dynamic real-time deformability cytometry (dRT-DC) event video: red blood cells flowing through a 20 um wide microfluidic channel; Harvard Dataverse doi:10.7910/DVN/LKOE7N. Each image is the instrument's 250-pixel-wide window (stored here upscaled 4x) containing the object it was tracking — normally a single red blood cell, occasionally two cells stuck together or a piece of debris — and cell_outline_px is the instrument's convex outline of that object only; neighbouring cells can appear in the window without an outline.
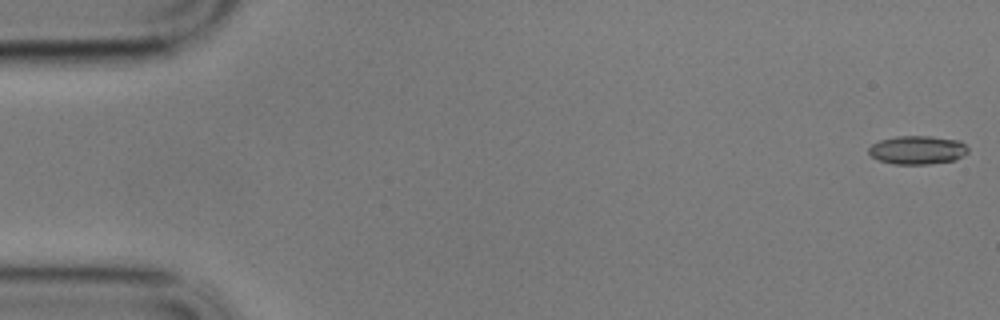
{"species": "common noctule bat (a hibernating species)", "species_latin": "Nyctalus noctula", "temperature_condition": "cold", "stored_images_in_passage": 57, "camera_frame_rate_fps": 3000, "um_per_image_px": 0.085, "animal": {"sex": "male", "body_mass_g": 17.9}, "frame": {"image": 1, "passage_image": 1, "time_ms": 0.0, "image_size_px": [1000, 320], "cell_outline_px": [[968, 152], [956, 160], [928, 164], [892, 164], [880, 160], [872, 156], [868, 152], [868, 148], [872, 144], [880, 140], [896, 136], [928, 136], [960, 140], [968, 148]], "centroid_in_image_um": [77.99, 12.75], "position_along_channel_um": 7.0, "area_um2": 16.53}}
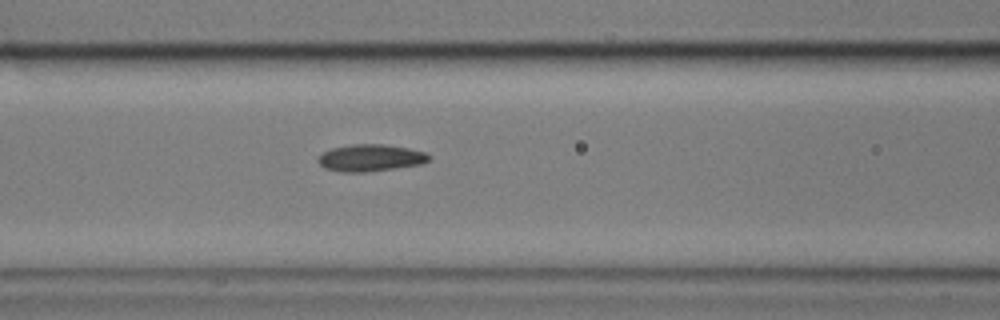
{"frame": {"image": 2, "passage_image": 24, "time_ms": 7.667, "image_size_px": [1000, 320], "cell_outline_px": [[432, 156], [428, 160], [420, 164], [396, 168], [364, 172], [340, 172], [324, 168], [316, 160], [324, 152], [332, 148], [352, 144], [384, 144], [408, 148], [428, 152]], "centroid_in_image_um": [31.51, 13.41], "position_along_channel_um": 135.1, "area_um2": 17.46}}
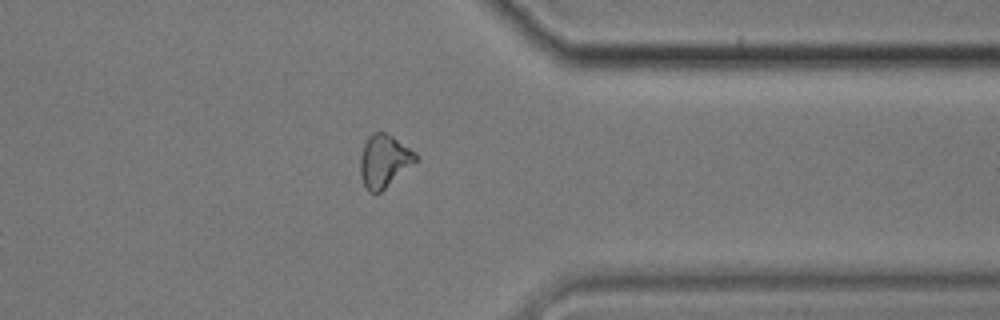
{"frame": {"image": 3, "passage_image": 46, "time_ms": 15.0, "image_size_px": [1000, 320], "cell_outline_px": [[420, 160], [376, 196], [368, 192], [360, 176], [360, 156], [364, 144], [368, 136], [372, 132], [384, 132], [392, 136], [416, 152], [420, 156]], "centroid_in_image_um": [32.68, 13.72], "position_along_channel_um": 378.7, "area_um2": 17.57}, "authors_computed_cell_mechanics": {"area_um2": 17.051, "velocity_mm_per_s": 3.4219, "shape_relaxation_time_tau1_ms": 7.2204, "shape_relaxation_time_tau2_ms": 6.8407, "deformation_change_tau1": 0.1543, "deformation_change_tau2": 0.126}}